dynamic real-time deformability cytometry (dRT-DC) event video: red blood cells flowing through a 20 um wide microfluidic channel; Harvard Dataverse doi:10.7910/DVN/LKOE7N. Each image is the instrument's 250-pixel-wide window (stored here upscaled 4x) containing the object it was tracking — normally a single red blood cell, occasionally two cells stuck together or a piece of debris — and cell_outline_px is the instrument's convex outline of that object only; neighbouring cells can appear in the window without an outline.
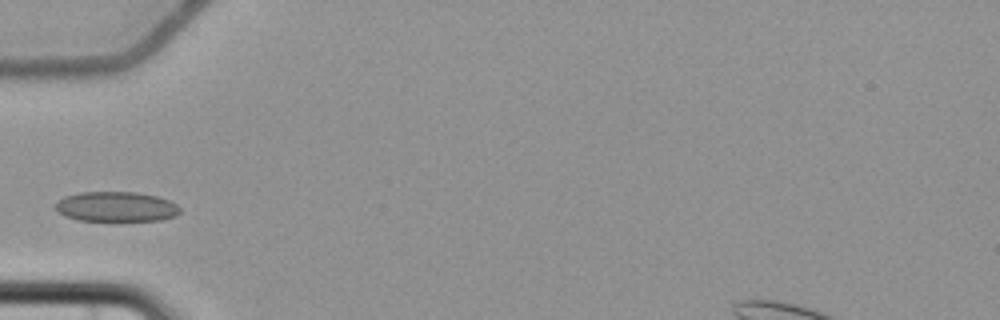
{"species": "common noctule bat (a hibernating species)", "species_latin": "Nyctalus noctula", "temperature_condition": "cold", "stored_images_in_passage": 5, "camera_frame_rate_fps": 3000, "um_per_image_px": 0.085, "animal": {"sex": "female", "body_mass_g": 22.7, "forearm_length_mm": 54.2}, "frame": {"image": 1, "passage_image": 3, "time_ms": 2.667, "image_size_px": [1000, 320], "cell_outline_px": [[180, 212], [176, 216], [160, 220], [116, 224], [76, 220], [64, 216], [56, 208], [56, 204], [64, 196], [80, 192], [136, 192], [156, 196], [168, 200], [176, 204], [180, 208]], "centroid_in_image_um": [9.89, 17.63], "position_along_channel_um": 75.1, "area_um2": 22.77}}
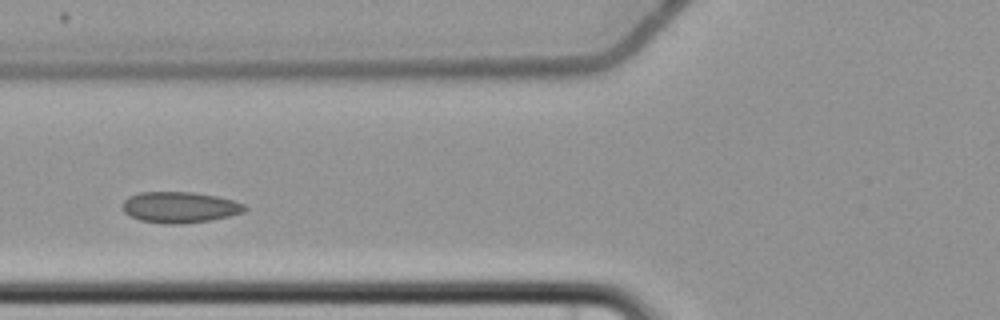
{"frame": {"image": 2, "passage_image": 4, "time_ms": 3.667, "image_size_px": [1000, 320], "cell_outline_px": [[248, 208], [244, 212], [212, 220], [180, 224], [168, 224], [140, 220], [128, 216], [120, 208], [120, 204], [128, 196], [140, 192], [192, 192], [216, 196], [232, 200], [244, 204]], "centroid_in_image_um": [15.22, 17.62], "position_along_channel_um": 110.6, "area_um2": 22.31}}
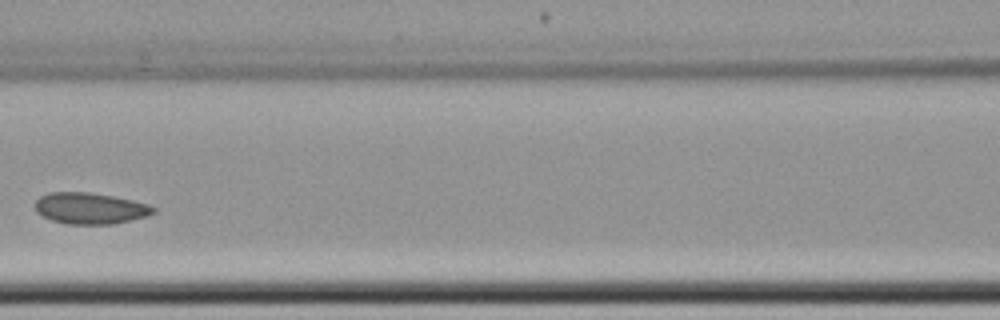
{"frame": {"image": 3, "passage_image": 5, "time_ms": 5.0, "image_size_px": [1000, 320], "cell_outline_px": [[156, 212], [148, 216], [132, 220], [112, 224], [68, 224], [52, 220], [36, 212], [36, 200], [40, 196], [48, 192], [88, 192], [112, 196], [132, 200], [148, 204], [156, 208]], "centroid_in_image_um": [7.68, 17.71], "position_along_channel_um": 158.9, "area_um2": 21.56}}